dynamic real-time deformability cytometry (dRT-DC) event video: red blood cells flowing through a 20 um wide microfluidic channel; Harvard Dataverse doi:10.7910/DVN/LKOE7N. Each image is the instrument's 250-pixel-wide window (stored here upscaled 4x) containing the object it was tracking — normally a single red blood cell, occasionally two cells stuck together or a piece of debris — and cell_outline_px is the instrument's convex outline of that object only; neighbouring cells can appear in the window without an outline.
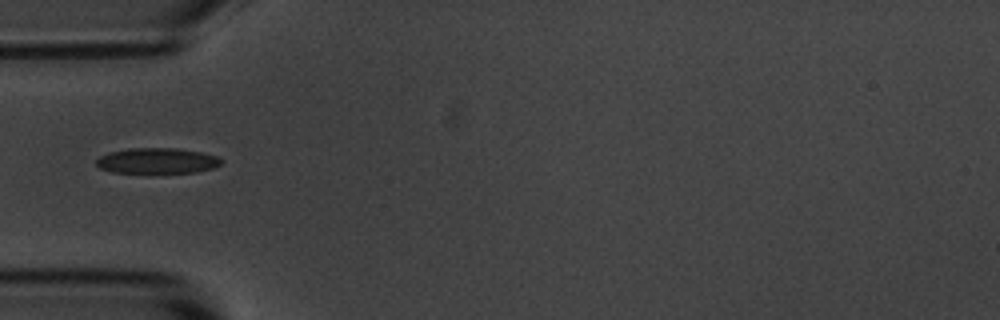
{"species": "common noctule bat (a hibernating species)", "species_latin": "Nyctalus noctula", "temperature_condition": "room temperature", "stored_images_in_passage": 39, "camera_frame_rate_fps": 3000, "um_per_image_px": 0.085, "animal": {"sex": "male", "body_mass_g": 20.1, "forearm_length_mm": 53.5}, "frame": {"image": 1, "passage_image": 1, "time_ms": 0.0, "image_size_px": [1000, 320], "cell_outline_px": [[224, 160], [220, 164], [212, 168], [196, 172], [112, 172], [100, 168], [96, 164], [96, 160], [100, 156], [108, 152], [128, 148], [176, 148], [200, 152], [216, 156]], "centroid_in_image_um": [13.34, 13.65], "position_along_channel_um": 71.7, "area_um2": 18.44}}
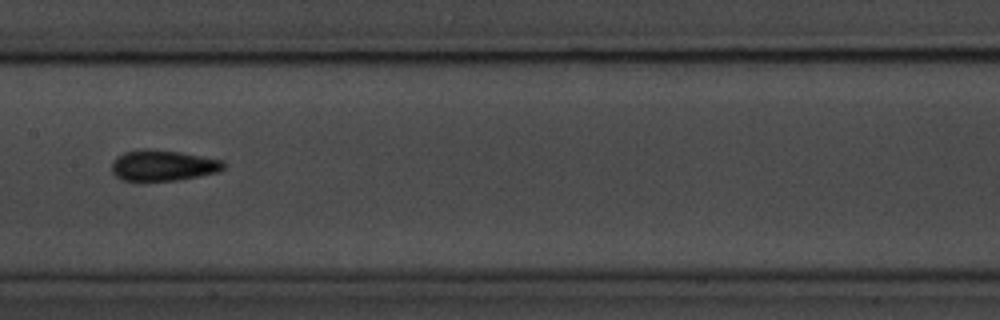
{"frame": {"image": 2, "passage_image": 11, "time_ms": 3.333, "image_size_px": [1000, 320], "cell_outline_px": [[224, 168], [216, 172], [176, 180], [120, 180], [112, 172], [112, 164], [116, 156], [124, 152], [144, 148], [148, 148], [180, 152], [224, 160]], "centroid_in_image_um": [13.82, 14.04], "position_along_channel_um": 193.6, "area_um2": 19.94}}
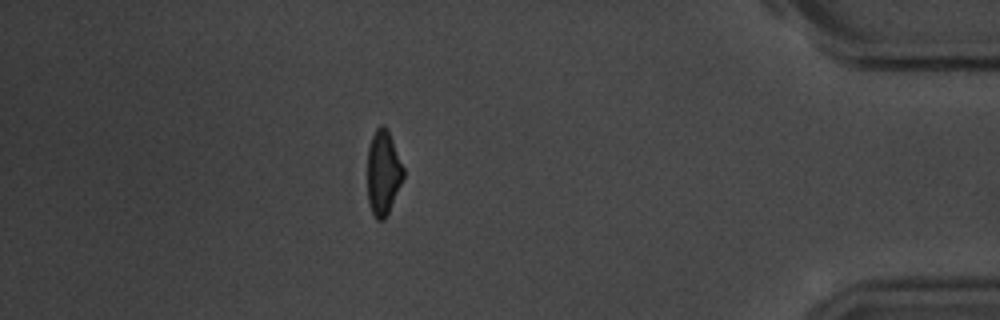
{"frame": {"image": 3, "passage_image": 32, "time_ms": 10.333, "image_size_px": [1000, 320], "cell_outline_px": [[404, 176], [388, 212], [384, 220], [376, 220], [368, 204], [368, 148], [372, 136], [376, 128], [380, 124], [384, 124], [388, 128], [404, 168]], "centroid_in_image_um": [32.57, 14.64], "position_along_channel_um": 402.6, "area_um2": 17.74}}